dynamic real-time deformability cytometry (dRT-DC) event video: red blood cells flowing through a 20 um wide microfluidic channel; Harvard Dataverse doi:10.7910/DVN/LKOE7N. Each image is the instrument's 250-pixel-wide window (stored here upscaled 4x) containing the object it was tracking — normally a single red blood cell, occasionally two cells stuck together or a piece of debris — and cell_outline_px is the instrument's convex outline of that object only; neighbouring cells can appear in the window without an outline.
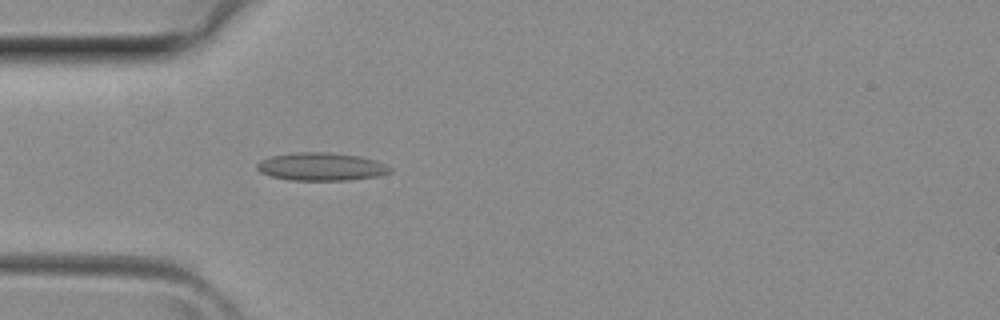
{"species": "common noctule bat (a hibernating species)", "species_latin": "Nyctalus noctula", "temperature_condition": "room temperature", "stored_images_in_passage": 29, "camera_frame_rate_fps": 3000, "um_per_image_px": 0.085, "animal": {"sex": "female", "body_mass_g": 29.2, "forearm_length_mm": 56.3}, "frame": {"image": 1, "passage_image": 1, "time_ms": 0.0, "image_size_px": [1000, 320], "cell_outline_px": [[392, 172], [376, 176], [348, 180], [292, 180], [272, 176], [260, 172], [256, 168], [256, 164], [272, 156], [292, 152], [332, 152], [360, 156], [376, 160], [392, 168]], "centroid_in_image_um": [27.33, 14.16], "position_along_channel_um": 57.7, "area_um2": 21.62}}
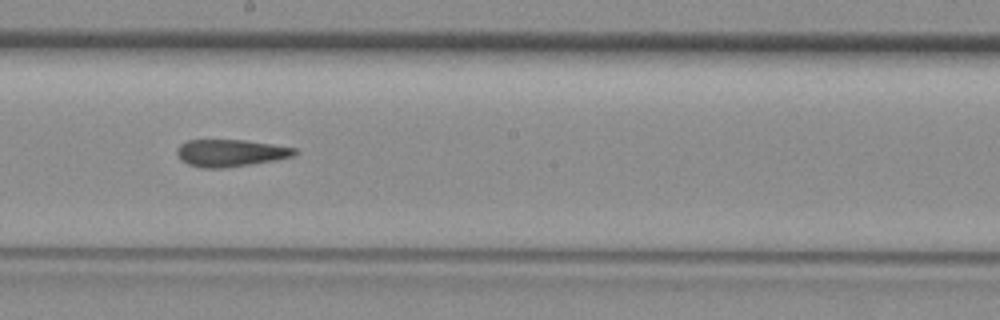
{"frame": {"image": 2, "passage_image": 11, "time_ms": 3.333, "image_size_px": [1000, 320], "cell_outline_px": [[296, 152], [292, 156], [276, 160], [220, 168], [204, 168], [188, 164], [176, 152], [180, 144], [188, 140], [244, 140], [272, 144], [296, 148]], "centroid_in_image_um": [19.6, 12.99], "position_along_channel_um": 228.6, "area_um2": 18.21}}
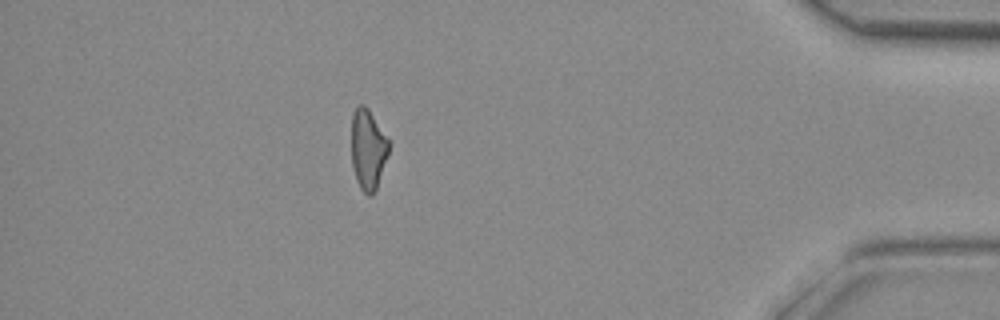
{"frame": {"image": 3, "passage_image": 24, "time_ms": 7.667, "image_size_px": [1000, 320], "cell_outline_px": [[388, 156], [376, 188], [372, 196], [368, 196], [360, 188], [356, 180], [352, 168], [352, 116], [356, 108], [360, 104], [364, 104], [368, 108], [388, 140]], "centroid_in_image_um": [31.26, 12.72], "position_along_channel_um": 403.9, "area_um2": 17.28}}